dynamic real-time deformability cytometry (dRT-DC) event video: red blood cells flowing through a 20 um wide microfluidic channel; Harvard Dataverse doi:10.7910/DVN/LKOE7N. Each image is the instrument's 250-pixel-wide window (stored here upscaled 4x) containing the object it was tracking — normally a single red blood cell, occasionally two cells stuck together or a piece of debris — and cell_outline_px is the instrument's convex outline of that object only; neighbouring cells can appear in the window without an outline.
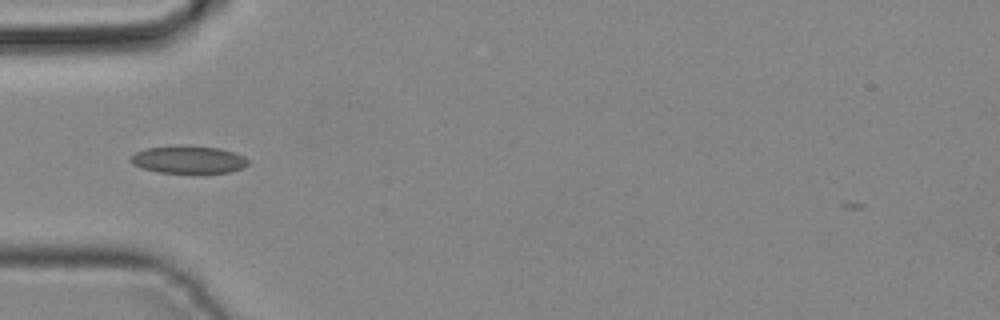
{"species": "common noctule bat (a hibernating species)", "species_latin": "Nyctalus noctula", "temperature_condition": "cold", "stored_images_in_passage": 25, "camera_frame_rate_fps": 3000, "um_per_image_px": 0.085, "animal": {"sex": "male", "body_mass_g": 19.2, "forearm_length_mm": 51.8}, "frame": {"image": 1, "passage_image": 1, "time_ms": 0.0, "image_size_px": [1000, 320], "cell_outline_px": [[248, 164], [244, 168], [228, 172], [156, 172], [140, 168], [132, 164], [128, 160], [136, 152], [144, 148], [176, 144], [184, 144], [220, 148], [244, 156], [248, 160]], "centroid_in_image_um": [15.97, 13.54], "position_along_channel_um": 69.0, "area_um2": 19.19}}
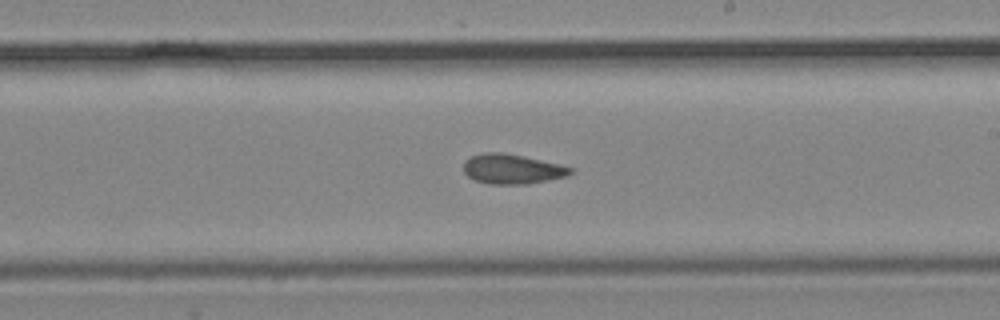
{"frame": {"image": 2, "passage_image": 12, "time_ms": 3.667, "image_size_px": [1000, 320], "cell_outline_px": [[572, 172], [568, 176], [528, 184], [488, 184], [476, 180], [468, 176], [464, 172], [464, 160], [472, 156], [484, 152], [504, 152], [524, 156], [572, 168]], "centroid_in_image_um": [43.5, 14.37], "position_along_channel_um": 245.5, "area_um2": 18.44}}
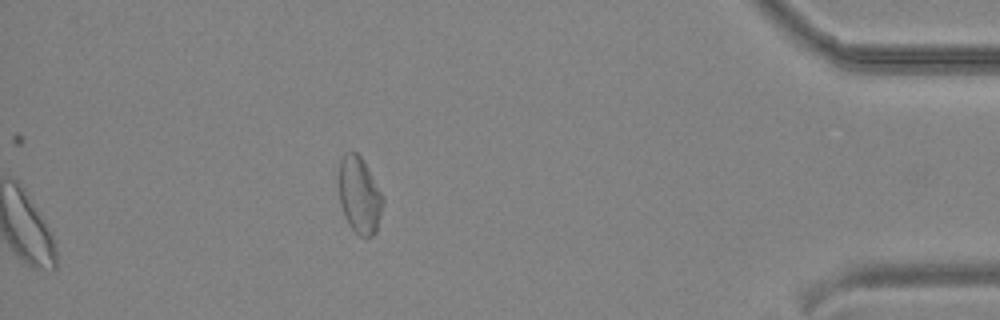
{"frame": {"image": 3, "passage_image": 25, "time_ms": 8.0, "image_size_px": [1000, 320], "cell_outline_px": [[384, 200], [376, 232], [372, 236], [360, 236], [348, 224], [344, 216], [340, 204], [340, 160], [344, 152], [356, 152], [360, 156], [384, 196]], "centroid_in_image_um": [30.56, 16.61], "position_along_channel_um": 404.6, "area_um2": 19.42}}